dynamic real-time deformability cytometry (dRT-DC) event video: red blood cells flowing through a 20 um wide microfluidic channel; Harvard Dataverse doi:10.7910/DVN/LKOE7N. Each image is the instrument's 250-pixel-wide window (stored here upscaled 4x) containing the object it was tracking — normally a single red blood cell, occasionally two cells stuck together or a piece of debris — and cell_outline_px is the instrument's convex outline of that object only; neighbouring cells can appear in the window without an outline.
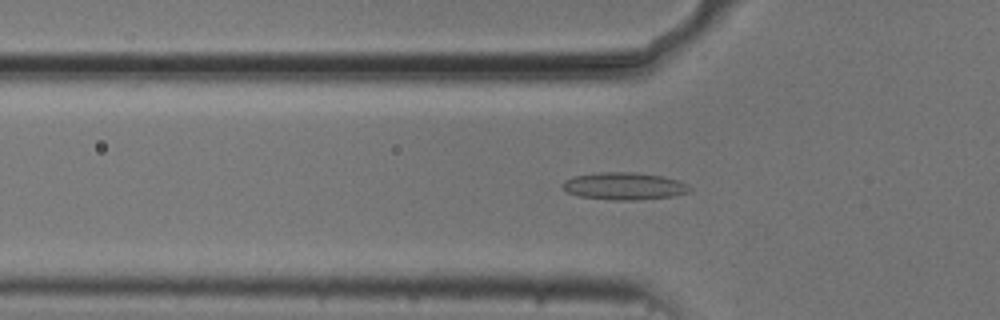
{"species": "common noctule bat (a hibernating species)", "species_latin": "Nyctalus noctula", "temperature_condition": "cold", "stored_images_in_passage": 53, "camera_frame_rate_fps": 3000, "um_per_image_px": 0.085, "animal": {"sex": "male", "body_mass_g": 20.5, "forearm_length_mm": 52.5}, "frame": {"image": 1, "passage_image": 17, "time_ms": 5.333, "image_size_px": [1000, 320], "cell_outline_px": [[692, 188], [688, 192], [672, 196], [632, 200], [616, 200], [576, 196], [568, 192], [560, 184], [564, 180], [572, 176], [600, 172], [636, 172], [660, 176], [680, 180]], "centroid_in_image_um": [53.01, 15.81], "position_along_channel_um": 72.8, "area_um2": 20.23}}
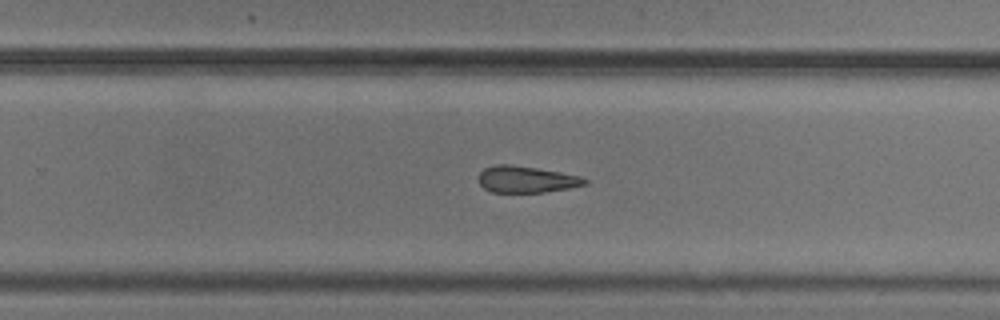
{"frame": {"image": 2, "passage_image": 34, "time_ms": 11.0, "image_size_px": [1000, 320], "cell_outline_px": [[588, 184], [568, 188], [544, 192], [492, 192], [484, 188], [480, 184], [480, 172], [484, 168], [496, 164], [508, 164], [536, 168], [560, 172], [580, 176], [588, 180]], "centroid_in_image_um": [44.75, 15.24], "position_along_channel_um": 285.1, "area_um2": 16.3}}
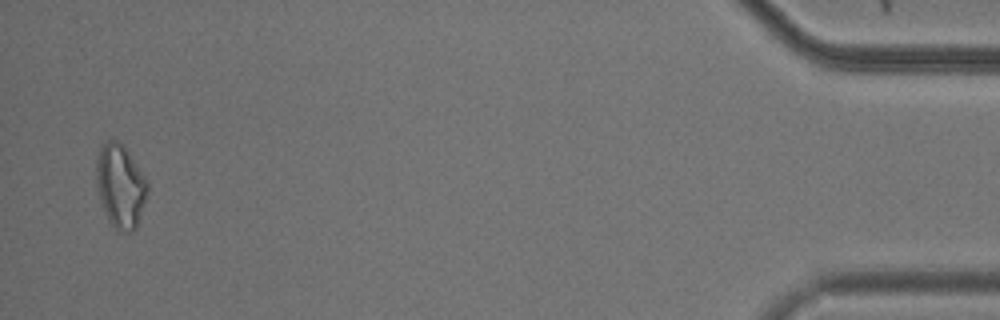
{"frame": {"image": 3, "passage_image": 52, "time_ms": 17.0, "image_size_px": [1000, 320], "cell_outline_px": [[148, 192], [136, 228], [132, 232], [128, 232], [116, 228], [108, 220], [100, 200], [96, 184], [96, 160], [100, 148], [112, 136], [128, 152], [144, 176], [148, 184]], "centroid_in_image_um": [10.22, 15.81], "position_along_channel_um": 425.0, "area_um2": 24.57}}